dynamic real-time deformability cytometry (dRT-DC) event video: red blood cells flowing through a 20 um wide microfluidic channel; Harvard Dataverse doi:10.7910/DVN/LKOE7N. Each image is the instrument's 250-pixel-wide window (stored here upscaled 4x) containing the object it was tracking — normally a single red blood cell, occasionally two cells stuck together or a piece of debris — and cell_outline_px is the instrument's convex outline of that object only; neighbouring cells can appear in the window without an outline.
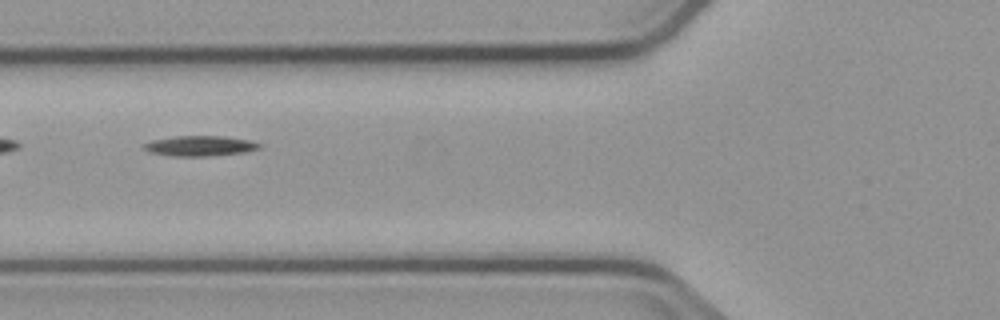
{"species": "common noctule bat (a hibernating species)", "species_latin": "Nyctalus noctula", "temperature_condition": "cold", "stored_images_in_passage": 3, "camera_frame_rate_fps": 3000, "um_per_image_px": 0.085, "animal": {"sex": "male", "body_mass_g": 23.1, "forearm_length_mm": 52.7}, "frame": {"image": 1, "passage_image": 2, "time_ms": 1.333, "image_size_px": [1000, 320], "cell_outline_px": [[260, 148], [244, 152], [204, 156], [172, 156], [148, 152], [140, 144], [152, 140], [176, 136], [224, 136], [252, 140], [260, 144]], "centroid_in_image_um": [16.95, 12.39], "position_along_channel_um": 108.8, "area_um2": 13.64}}
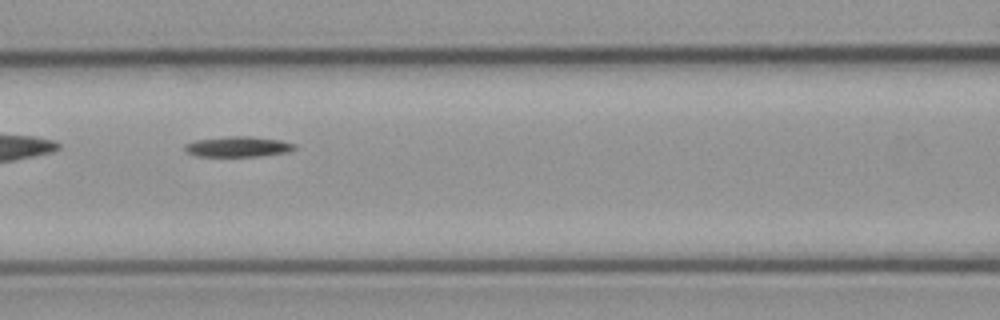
{"frame": {"image": 2, "passage_image": 3, "time_ms": 2.333, "image_size_px": [1000, 320], "cell_outline_px": [[296, 148], [288, 152], [260, 156], [196, 156], [188, 152], [184, 148], [184, 144], [196, 140], [224, 136], [252, 136], [280, 140], [296, 144]], "centroid_in_image_um": [20.24, 12.46], "position_along_channel_um": 146.4, "area_um2": 13.12}}